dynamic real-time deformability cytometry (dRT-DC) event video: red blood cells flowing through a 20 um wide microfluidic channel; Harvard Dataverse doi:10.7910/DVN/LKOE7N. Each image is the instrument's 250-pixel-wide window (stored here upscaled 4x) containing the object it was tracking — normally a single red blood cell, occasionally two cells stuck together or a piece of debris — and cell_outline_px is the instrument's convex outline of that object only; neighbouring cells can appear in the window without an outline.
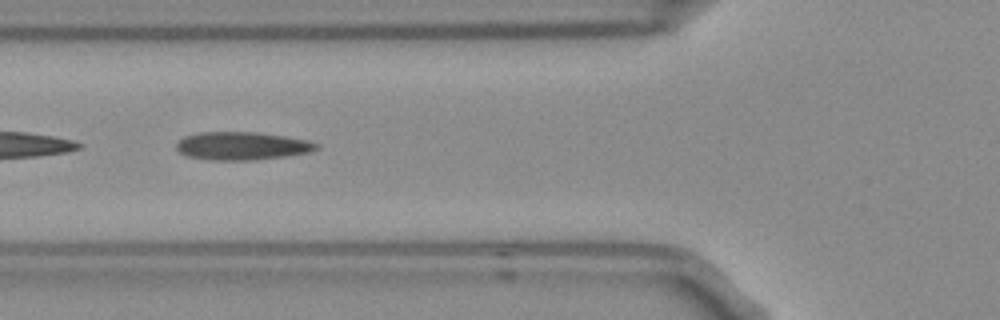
{"species": "Egyptian fruit bat (a non-hibernating species)", "species_latin": "Rousettus aegyptiacus", "temperature_condition": "room temperature", "stored_images_in_passage": 5, "camera_frame_rate_fps": 3000, "um_per_image_px": 0.085, "frame": {"image": 1, "passage_image": 3, "time_ms": 0.667, "image_size_px": [1000, 320], "cell_outline_px": [[320, 148], [308, 152], [284, 156], [256, 160], [212, 160], [188, 156], [180, 152], [176, 148], [176, 140], [184, 136], [200, 132], [256, 132], [284, 136], [308, 140], [320, 144]], "centroid_in_image_um": [20.56, 12.4], "position_along_channel_um": 105.2, "area_um2": 22.95}}